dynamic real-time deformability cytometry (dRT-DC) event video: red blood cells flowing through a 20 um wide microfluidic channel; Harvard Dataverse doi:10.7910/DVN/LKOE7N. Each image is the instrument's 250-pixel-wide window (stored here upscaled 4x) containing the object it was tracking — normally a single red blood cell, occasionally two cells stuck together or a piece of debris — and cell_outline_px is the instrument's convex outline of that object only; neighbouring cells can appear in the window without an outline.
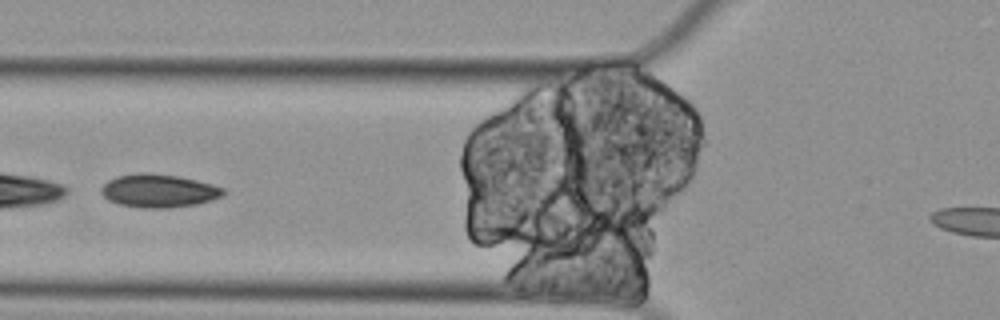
{"species": "Egyptian fruit bat (a non-hibernating species)", "species_latin": "Rousettus aegyptiacus", "temperature_condition": "cold", "stored_images_in_passage": 3, "camera_frame_rate_fps": 3000, "um_per_image_px": 0.085, "animal": {"sex": "female"}, "frame": {"image": 1, "passage_image": 2, "time_ms": 0.333, "image_size_px": [1000, 320], "cell_outline_px": [[224, 192], [220, 196], [212, 200], [196, 204], [168, 208], [140, 208], [120, 204], [108, 200], [100, 192], [100, 188], [108, 180], [116, 176], [140, 172], [148, 172], [176, 176], [196, 180], [212, 184], [224, 188]], "centroid_in_image_um": [13.45, 16.21], "position_along_channel_um": 112.4, "area_um2": 23.64}}
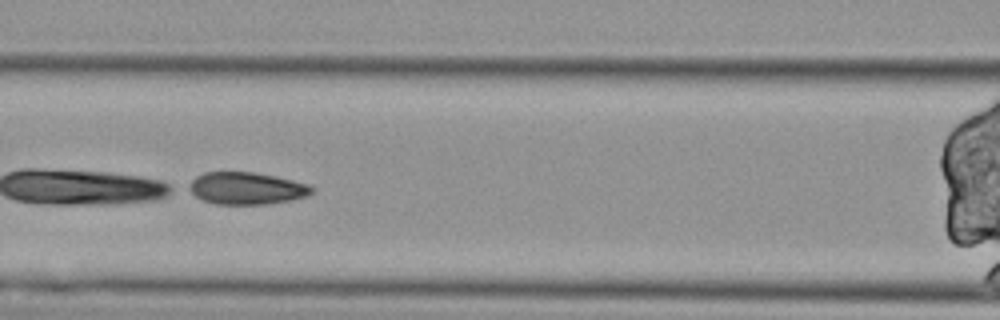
{"frame": {"image": 2, "passage_image": 3, "time_ms": 0.667, "image_size_px": [1000, 320], "cell_outline_px": [[312, 192], [308, 196], [292, 200], [268, 204], [216, 204], [200, 200], [184, 188], [196, 176], [204, 172], [252, 172], [276, 176], [308, 184], [312, 188]], "centroid_in_image_um": [20.89, 16.01], "position_along_channel_um": 145.7, "area_um2": 23.29}}